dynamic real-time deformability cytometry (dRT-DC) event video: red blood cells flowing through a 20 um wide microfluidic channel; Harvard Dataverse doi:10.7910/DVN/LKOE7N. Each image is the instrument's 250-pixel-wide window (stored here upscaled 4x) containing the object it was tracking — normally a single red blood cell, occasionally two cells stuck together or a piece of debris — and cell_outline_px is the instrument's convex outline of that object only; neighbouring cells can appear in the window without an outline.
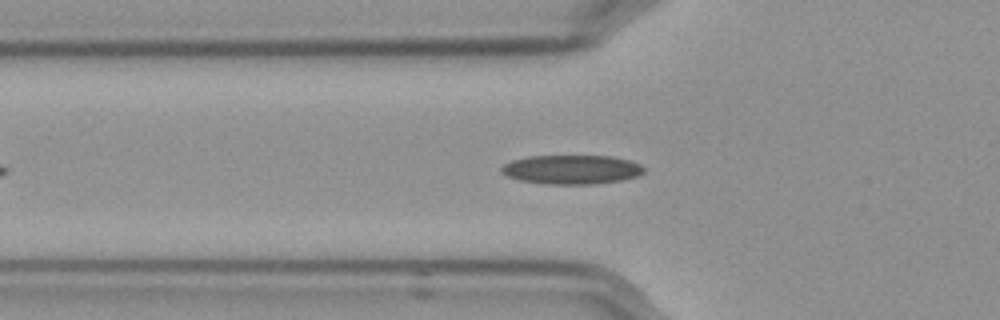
{"species": "Egyptian fruit bat (a non-hibernating species)", "species_latin": "Rousettus aegyptiacus", "temperature_condition": "cold", "stored_images_in_passage": 50, "segment_of_instrument_passage": [1, 2], "camera_frame_rate_fps": 3000, "um_per_image_px": 0.085, "frame": {"image": 1, "passage_image": 12, "time_ms": 3.667, "image_size_px": [1000, 320], "cell_outline_px": [[644, 172], [636, 176], [620, 180], [596, 184], [548, 184], [520, 180], [504, 176], [500, 172], [500, 168], [504, 164], [512, 160], [528, 156], [612, 156], [628, 160], [640, 164], [644, 168]], "centroid_in_image_um": [48.54, 14.41], "position_along_channel_um": 77.3, "area_um2": 24.22}}
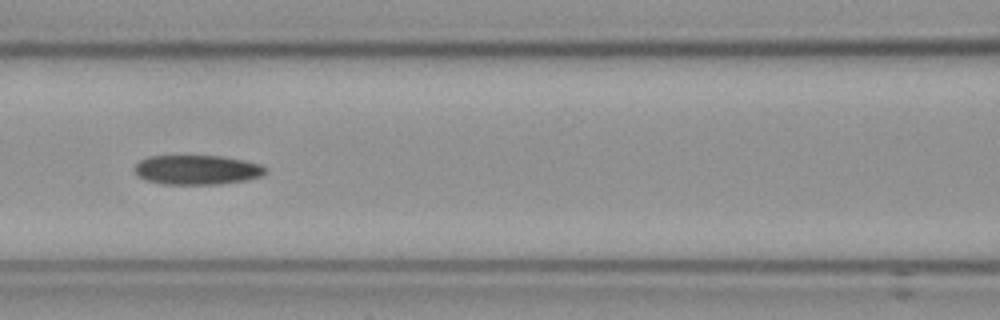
{"frame": {"image": 2, "passage_image": 18, "time_ms": 5.667, "image_size_px": [1000, 320], "cell_outline_px": [[268, 172], [260, 176], [244, 180], [216, 184], [160, 184], [144, 180], [136, 176], [132, 168], [140, 160], [148, 156], [220, 156], [244, 160], [260, 164], [268, 168]], "centroid_in_image_um": [16.69, 14.43], "position_along_channel_um": 149.9, "area_um2": 22.72}}
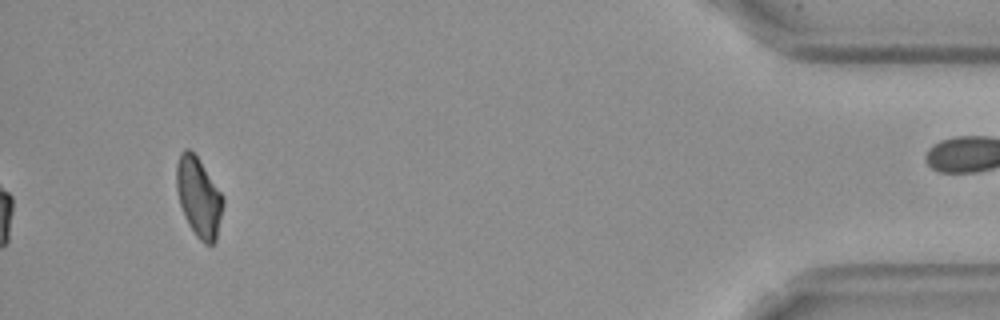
{"frame": {"image": 3, "passage_image": 46, "time_ms": 15.0, "image_size_px": [1000, 320], "cell_outline_px": [[224, 204], [216, 244], [204, 244], [196, 236], [188, 224], [184, 216], [180, 204], [176, 188], [176, 164], [180, 152], [184, 148], [188, 148], [200, 160], [224, 196]], "centroid_in_image_um": [16.91, 16.77], "position_along_channel_um": 418.3, "area_um2": 21.96}}